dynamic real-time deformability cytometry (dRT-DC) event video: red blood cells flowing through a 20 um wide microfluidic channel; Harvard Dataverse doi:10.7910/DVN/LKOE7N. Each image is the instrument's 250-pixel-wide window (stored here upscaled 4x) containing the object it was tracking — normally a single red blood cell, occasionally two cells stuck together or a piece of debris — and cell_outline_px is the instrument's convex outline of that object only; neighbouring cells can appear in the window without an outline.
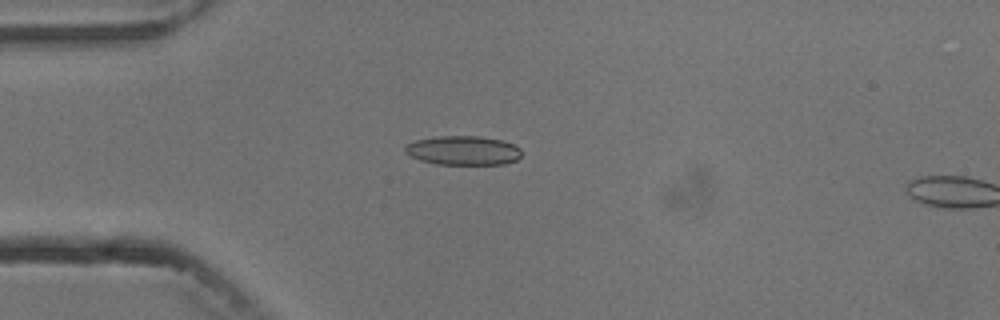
{"species": "common noctule bat (a hibernating species)", "species_latin": "Nyctalus noctula", "temperature_condition": "cold", "stored_images_in_passage": 5, "camera_frame_rate_fps": 3000, "um_per_image_px": 0.085, "animal": {"sex": "male", "body_mass_g": 13.3}, "frame": {"image": 1, "passage_image": 4, "time_ms": 3.333, "image_size_px": [1000, 320], "cell_outline_px": [[520, 156], [516, 160], [504, 164], [436, 164], [420, 160], [404, 152], [404, 148], [408, 144], [416, 140], [436, 136], [476, 136], [500, 140], [512, 144], [520, 148]], "centroid_in_image_um": [39.35, 12.79], "position_along_channel_um": 45.7, "area_um2": 19.59}}